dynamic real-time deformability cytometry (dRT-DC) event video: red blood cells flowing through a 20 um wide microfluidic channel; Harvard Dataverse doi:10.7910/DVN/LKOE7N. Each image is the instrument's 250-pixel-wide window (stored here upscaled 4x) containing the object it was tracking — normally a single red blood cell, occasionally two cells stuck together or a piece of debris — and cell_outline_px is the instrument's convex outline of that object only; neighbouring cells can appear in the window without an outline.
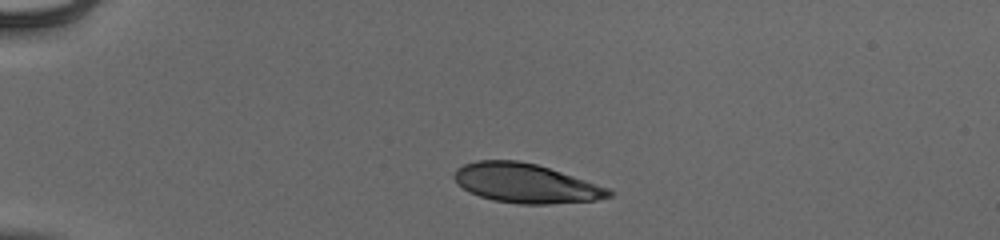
{"species": "human", "species_latin": "Homo sapiens", "temperature_condition": "cold", "stored_images_in_passage": 35, "camera_frame_rate_fps": 3000, "um_per_image_px": 0.085, "donor": {"sex": "male"}, "frame": {"image": 1, "passage_image": 1, "time_ms": 0.0, "image_size_px": [1000, 240], "cell_outline_px": [[616, 192], [612, 196], [596, 200], [552, 204], [520, 204], [492, 200], [468, 192], [452, 176], [456, 168], [464, 164], [476, 160], [516, 160], [536, 164], [608, 188]], "centroid_in_image_um": [44.67, 15.58], "position_along_channel_um": 40.3, "area_um2": 35.2}}
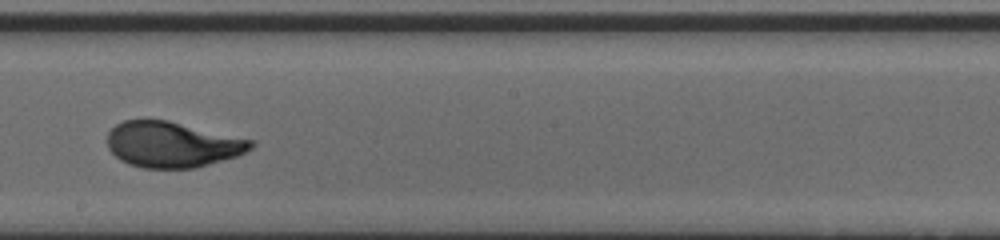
{"frame": {"image": 2, "passage_image": 20, "time_ms": 6.333, "image_size_px": [1000, 240], "cell_outline_px": [[256, 144], [252, 148], [236, 156], [196, 168], [140, 168], [128, 164], [120, 160], [108, 148], [108, 132], [116, 124], [124, 120], [168, 120], [256, 140]], "centroid_in_image_um": [14.67, 12.28], "position_along_channel_um": 233.5, "area_um2": 38.44}}
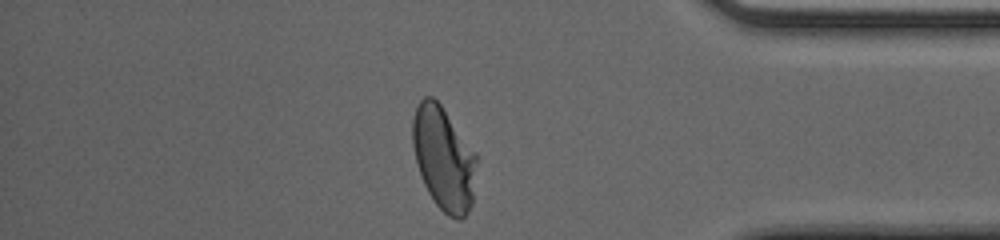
{"frame": {"image": 3, "passage_image": 34, "time_ms": 11.0, "image_size_px": [1000, 240], "cell_outline_px": [[476, 160], [472, 204], [468, 212], [460, 220], [456, 220], [448, 216], [436, 204], [428, 192], [424, 184], [416, 164], [412, 144], [412, 120], [416, 108], [420, 100], [424, 96], [432, 96], [440, 104], [476, 152]], "centroid_in_image_um": [37.7, 13.47], "position_along_channel_um": 397.5, "area_um2": 38.55}, "authors_computed_cell_mechanics": {"area_um2": 38.0324, "velocity_mm_per_s": 3.9228, "shape_relaxation_time_tau1_ms": 3.6901, "shape_relaxation_time_tau2_ms": null, "deformation_change_tau1": 0.1916, "deformation_change_tau2": null}}